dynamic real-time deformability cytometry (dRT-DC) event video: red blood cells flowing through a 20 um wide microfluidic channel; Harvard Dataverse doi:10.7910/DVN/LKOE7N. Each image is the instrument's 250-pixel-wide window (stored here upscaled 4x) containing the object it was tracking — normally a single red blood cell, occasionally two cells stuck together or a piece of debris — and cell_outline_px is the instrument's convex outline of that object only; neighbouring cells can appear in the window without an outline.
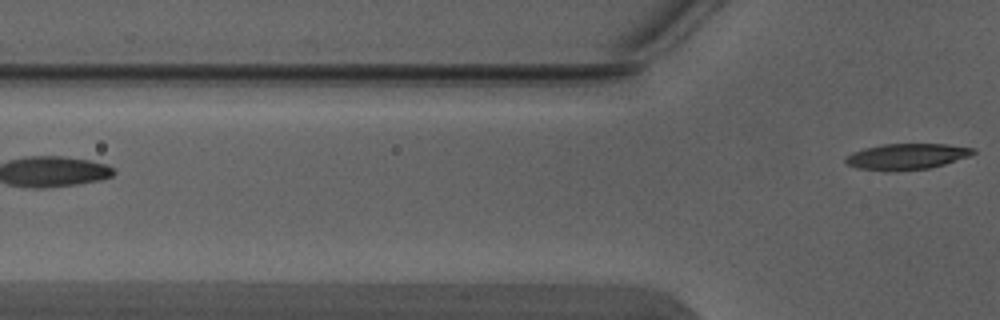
{"species": "Egyptian fruit bat (a non-hibernating species)", "species_latin": "Rousettus aegyptiacus", "temperature_condition": "warm", "stored_images_in_passage": 3, "camera_frame_rate_fps": 3000, "um_per_image_px": 0.085, "animal": {"sex": "male"}, "frame": {"image": 1, "passage_image": 3, "time_ms": 0.667, "image_size_px": [1000, 320], "cell_outline_px": [[976, 152], [968, 156], [944, 164], [928, 168], [860, 168], [848, 164], [844, 160], [844, 156], [852, 152], [864, 148], [884, 144], [948, 144], [976, 148]], "centroid_in_image_um": [77.12, 13.24], "position_along_channel_um": 48.7, "area_um2": 18.32}}